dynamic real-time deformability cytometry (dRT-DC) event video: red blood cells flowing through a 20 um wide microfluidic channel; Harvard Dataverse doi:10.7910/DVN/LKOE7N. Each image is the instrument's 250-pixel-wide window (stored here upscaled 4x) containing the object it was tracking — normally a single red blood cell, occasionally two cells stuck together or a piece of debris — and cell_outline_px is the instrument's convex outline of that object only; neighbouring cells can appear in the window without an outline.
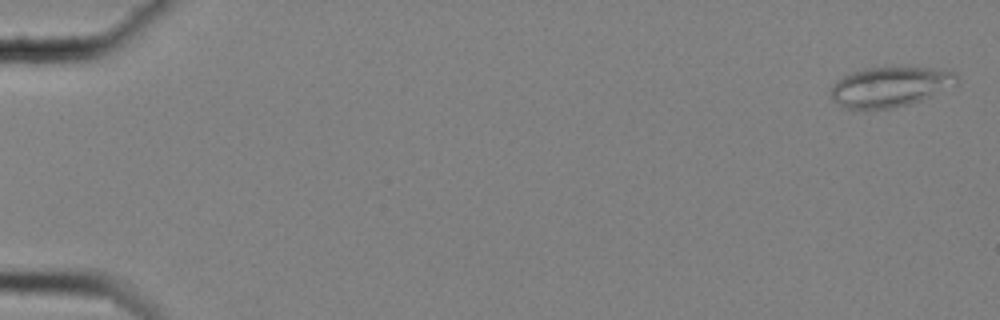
{"species": "common noctule bat (a hibernating species)", "species_latin": "Nyctalus noctula", "temperature_condition": "cold", "stored_images_in_passage": 59, "camera_frame_rate_fps": 3000, "um_per_image_px": 0.085, "animal": {"sex": "female", "body_mass_g": 25.1}, "frame": {"image": 1, "passage_image": 2, "time_ms": 0.333, "image_size_px": [1000, 320], "cell_outline_px": [[956, 84], [932, 96], [908, 104], [888, 108], [848, 108], [832, 100], [832, 88], [836, 80], [852, 72], [864, 68], [908, 64], [948, 68], [956, 72]], "centroid_in_image_um": [75.75, 7.29], "position_along_channel_um": 9.2, "area_um2": 30.11}}
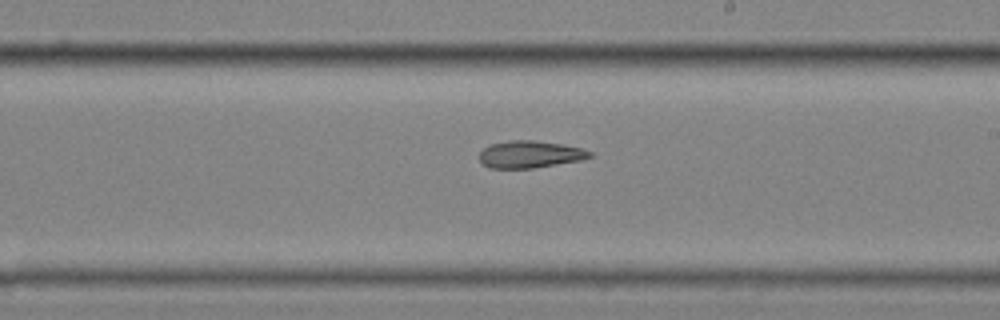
{"frame": {"image": 2, "passage_image": 36, "time_ms": 11.667, "image_size_px": [1000, 320], "cell_outline_px": [[592, 156], [580, 160], [532, 168], [488, 168], [480, 160], [480, 152], [484, 148], [492, 144], [512, 140], [532, 140], [564, 144], [580, 148], [592, 152]], "centroid_in_image_um": [45.05, 13.12], "position_along_channel_um": 244.0, "area_um2": 17.22}}
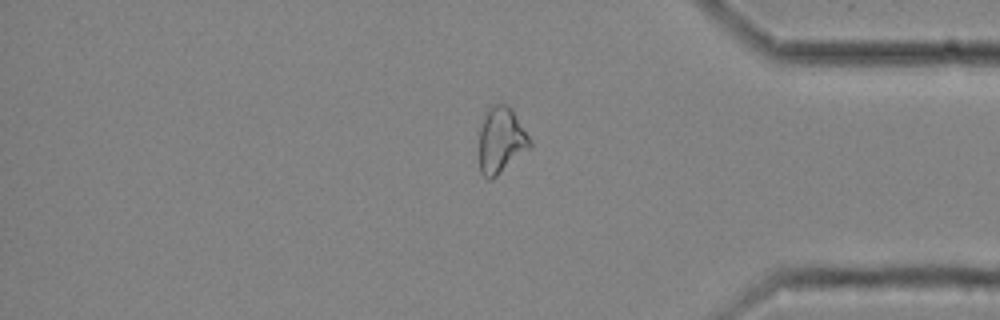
{"frame": {"image": 3, "passage_image": 50, "time_ms": 16.333, "image_size_px": [1000, 320], "cell_outline_px": [[532, 144], [528, 148], [492, 180], [488, 180], [480, 172], [480, 128], [484, 116], [488, 108], [492, 104], [508, 104], [512, 108], [532, 140]], "centroid_in_image_um": [42.59, 11.89], "position_along_channel_um": 392.6, "area_um2": 19.42}}